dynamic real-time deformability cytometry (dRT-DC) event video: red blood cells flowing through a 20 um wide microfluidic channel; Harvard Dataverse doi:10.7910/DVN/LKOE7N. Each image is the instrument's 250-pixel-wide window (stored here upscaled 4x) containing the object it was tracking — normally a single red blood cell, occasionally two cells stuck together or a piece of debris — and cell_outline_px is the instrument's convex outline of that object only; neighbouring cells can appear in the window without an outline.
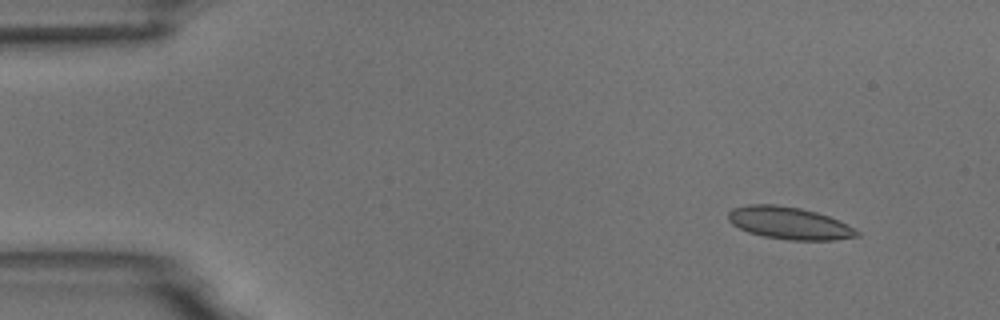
{"species": "common noctule bat (a hibernating species)", "species_latin": "Nyctalus noctula", "temperature_condition": "room temperature", "stored_images_in_passage": 4, "camera_frame_rate_fps": 3000, "um_per_image_px": 0.085, "animal": {"sex": "male", "body_mass_g": 18.8}, "frame": {"image": 1, "passage_image": 1, "time_ms": 0.0, "image_size_px": [1000, 320], "cell_outline_px": [[860, 236], [836, 240], [788, 240], [764, 236], [748, 232], [732, 224], [728, 220], [728, 212], [732, 208], [748, 204], [776, 204], [800, 208], [816, 212], [828, 216], [856, 228], [860, 232]], "centroid_in_image_um": [67.09, 18.96], "position_along_channel_um": 17.9, "area_um2": 24.33}}
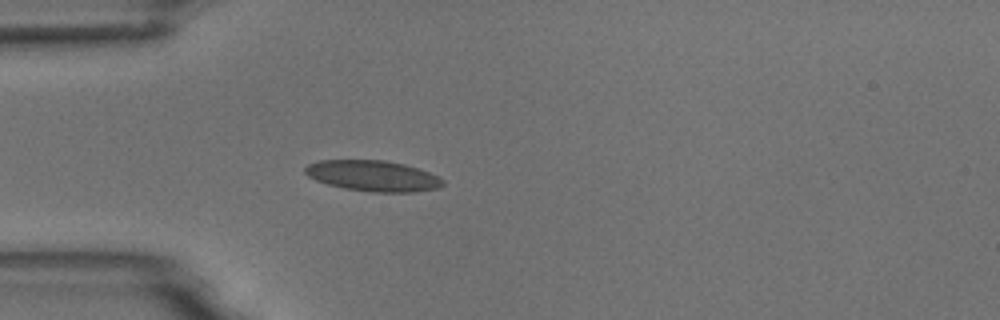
{"frame": {"image": 2, "passage_image": 4, "time_ms": 3.333, "image_size_px": [1000, 320], "cell_outline_px": [[444, 184], [440, 188], [416, 192], [372, 192], [344, 188], [328, 184], [316, 180], [308, 176], [304, 172], [304, 168], [308, 164], [320, 160], [384, 160], [404, 164], [440, 176], [444, 180]], "centroid_in_image_um": [31.72, 14.95], "position_along_channel_um": 53.3, "area_um2": 24.8}}